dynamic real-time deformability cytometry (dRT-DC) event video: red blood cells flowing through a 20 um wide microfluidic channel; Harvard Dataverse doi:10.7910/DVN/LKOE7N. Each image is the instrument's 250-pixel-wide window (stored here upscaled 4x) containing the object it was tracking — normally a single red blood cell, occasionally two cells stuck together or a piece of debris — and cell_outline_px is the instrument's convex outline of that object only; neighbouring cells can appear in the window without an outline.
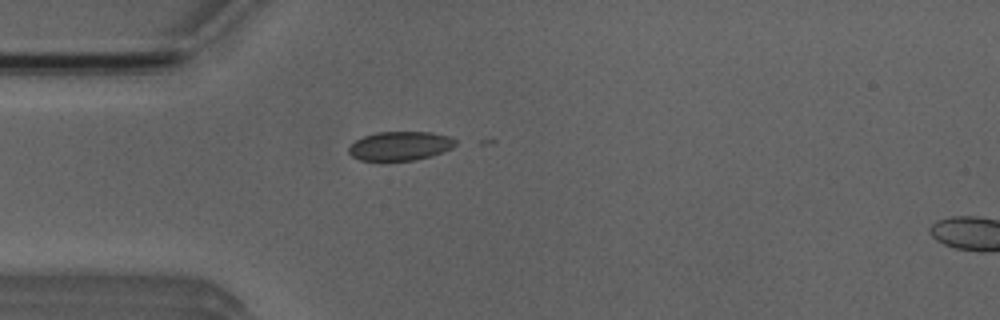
{"species": "Egyptian fruit bat (a non-hibernating species)", "species_latin": "Rousettus aegyptiacus", "temperature_condition": "room temperature", "stored_images_in_passage": 14, "camera_frame_rate_fps": 3000, "um_per_image_px": 0.085, "animal": {"sex": "male"}, "frame": {"image": 1, "passage_image": 4, "time_ms": 1.0, "image_size_px": [1000, 320], "cell_outline_px": [[456, 144], [452, 148], [432, 156], [412, 160], [360, 160], [352, 156], [348, 152], [348, 148], [356, 140], [364, 136], [376, 132], [432, 132], [448, 136], [456, 140]], "centroid_in_image_um": [34.01, 12.4], "position_along_channel_um": 51.0, "area_um2": 17.92}}
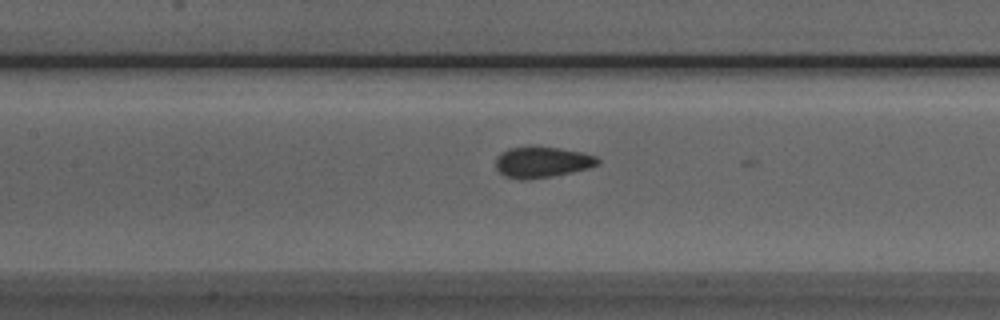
{"frame": {"image": 2, "passage_image": 13, "time_ms": 4.0, "image_size_px": [1000, 320], "cell_outline_px": [[600, 164], [588, 168], [572, 172], [552, 176], [520, 180], [504, 176], [496, 168], [496, 156], [500, 152], [508, 148], [560, 148], [584, 152], [596, 156], [600, 160]], "centroid_in_image_um": [46.09, 13.79], "position_along_channel_um": 161.3, "area_um2": 18.21}}